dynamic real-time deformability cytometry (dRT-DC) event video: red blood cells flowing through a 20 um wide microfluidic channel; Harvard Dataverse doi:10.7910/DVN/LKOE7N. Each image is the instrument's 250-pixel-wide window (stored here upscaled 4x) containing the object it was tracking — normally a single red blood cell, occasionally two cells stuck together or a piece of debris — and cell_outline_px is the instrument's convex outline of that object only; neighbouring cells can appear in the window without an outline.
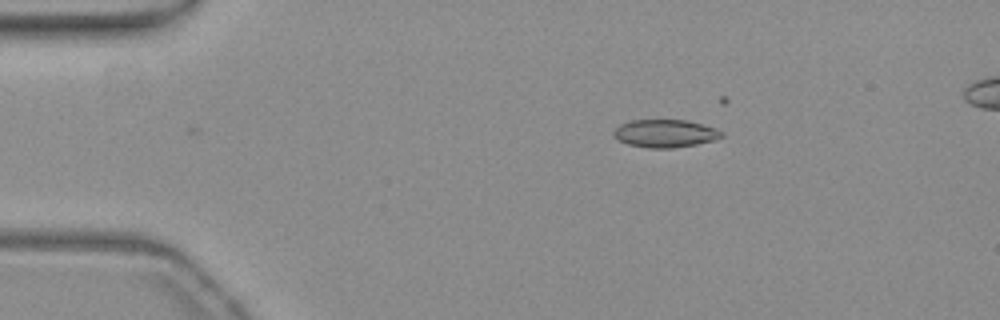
{"species": "common noctule bat (a hibernating species)", "species_latin": "Nyctalus noctula", "temperature_condition": "warm", "stored_images_in_passage": 15, "camera_frame_rate_fps": 3000, "um_per_image_px": 0.085, "animal": {"sex": "female", "body_mass_g": 19.3, "forearm_length_mm": 54.1}, "frame": {"image": 1, "passage_image": 1, "time_ms": 0.0, "image_size_px": [1000, 320], "cell_outline_px": [[724, 136], [712, 140], [696, 144], [672, 148], [648, 148], [628, 144], [616, 140], [612, 136], [612, 132], [620, 124], [628, 120], [688, 120], [716, 128], [724, 132]], "centroid_in_image_um": [56.5, 11.34], "position_along_channel_um": 28.5, "area_um2": 17.69}}
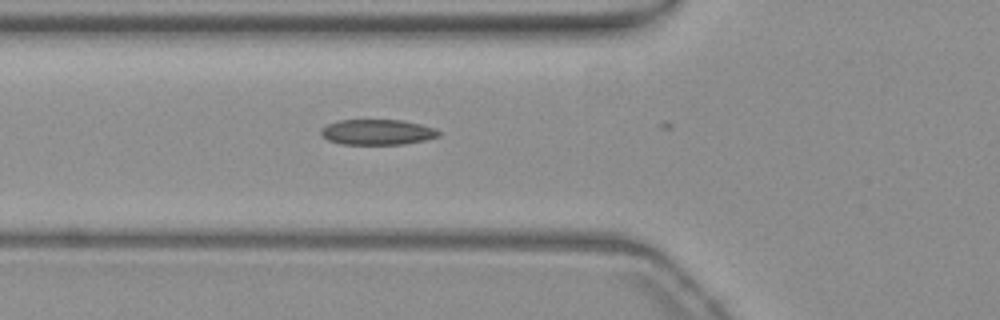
{"frame": {"image": 2, "passage_image": 11, "time_ms": 3.333, "image_size_px": [1000, 320], "cell_outline_px": [[440, 136], [424, 140], [404, 144], [340, 144], [328, 140], [320, 136], [320, 128], [328, 124], [340, 120], [400, 120], [420, 124], [436, 128], [440, 132]], "centroid_in_image_um": [32.05, 11.23], "position_along_channel_um": 93.8, "area_um2": 17.51}}
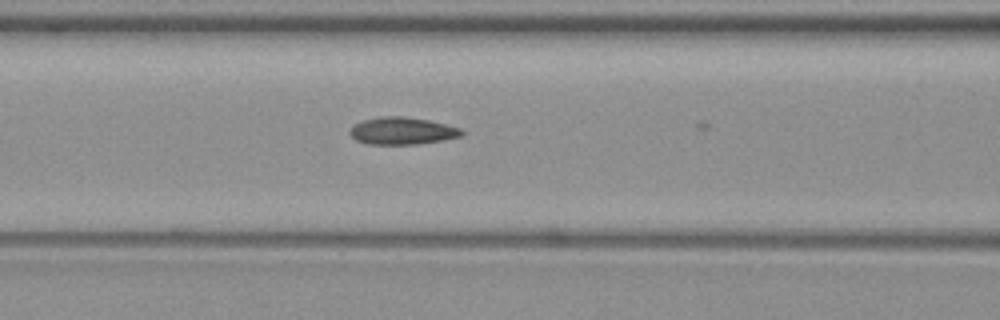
{"frame": {"image": 3, "passage_image": 14, "time_ms": 4.333, "image_size_px": [1000, 320], "cell_outline_px": [[464, 132], [460, 136], [444, 140], [420, 144], [368, 144], [356, 140], [348, 132], [356, 124], [364, 120], [380, 116], [404, 116], [428, 120], [460, 128]], "centroid_in_image_um": [34.19, 11.13], "position_along_channel_um": 132.4, "area_um2": 17.63}}